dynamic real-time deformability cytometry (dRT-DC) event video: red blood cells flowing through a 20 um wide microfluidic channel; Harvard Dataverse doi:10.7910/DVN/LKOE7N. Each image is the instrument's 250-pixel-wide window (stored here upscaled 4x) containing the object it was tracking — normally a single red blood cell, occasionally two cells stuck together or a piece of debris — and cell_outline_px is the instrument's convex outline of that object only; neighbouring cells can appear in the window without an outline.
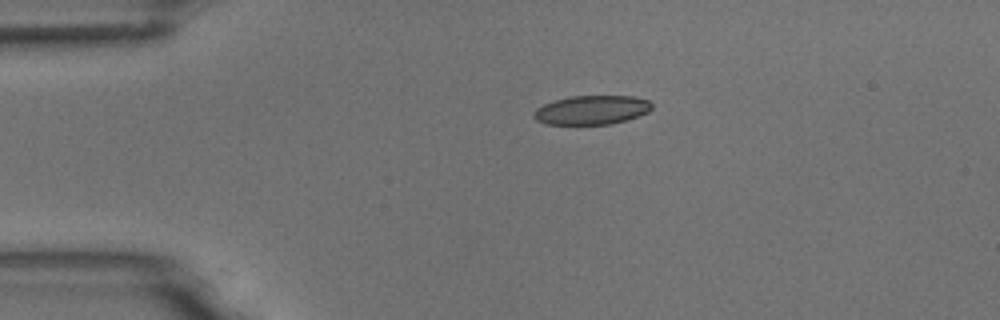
{"species": "common noctule bat (a hibernating species)", "species_latin": "Nyctalus noctula", "temperature_condition": "room temperature", "stored_images_in_passage": 2, "camera_frame_rate_fps": 3000, "um_per_image_px": 0.085, "animal": {"sex": "male", "body_mass_g": 18.8}, "frame": {"image": 1, "passage_image": 1, "time_ms": 0.0, "image_size_px": [1000, 320], "cell_outline_px": [[652, 108], [648, 112], [612, 124], [544, 124], [536, 120], [532, 116], [532, 112], [536, 108], [544, 104], [568, 96], [632, 96], [648, 100], [652, 104]], "centroid_in_image_um": [50.25, 9.35], "position_along_channel_um": 34.7, "area_um2": 19.94}}